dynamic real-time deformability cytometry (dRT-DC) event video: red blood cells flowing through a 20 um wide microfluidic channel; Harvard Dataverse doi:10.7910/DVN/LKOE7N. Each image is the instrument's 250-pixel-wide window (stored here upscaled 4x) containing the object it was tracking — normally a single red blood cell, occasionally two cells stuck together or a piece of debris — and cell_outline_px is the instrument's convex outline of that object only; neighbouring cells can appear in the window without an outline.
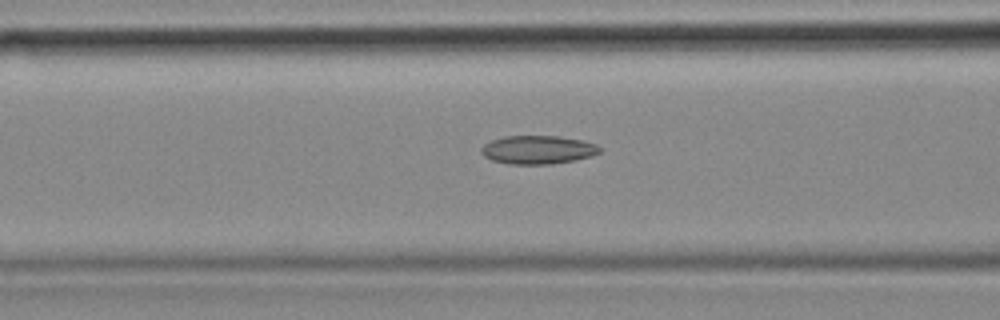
{"species": "common noctule bat (a hibernating species)", "species_latin": "Nyctalus noctula", "temperature_condition": "cold", "stored_images_in_passage": 12, "camera_frame_rate_fps": 3000, "um_per_image_px": 0.085, "animal": {"sex": "female", "body_mass_g": 18.4}, "frame": {"image": 1, "passage_image": 10, "time_ms": 3.0, "image_size_px": [1000, 320], "cell_outline_px": [[600, 152], [592, 156], [576, 160], [552, 164], [508, 164], [492, 160], [484, 156], [480, 152], [480, 148], [484, 144], [492, 140], [504, 136], [560, 136], [584, 140], [596, 144], [600, 148]], "centroid_in_image_um": [45.72, 12.73], "position_along_channel_um": 120.9, "area_um2": 19.83}}